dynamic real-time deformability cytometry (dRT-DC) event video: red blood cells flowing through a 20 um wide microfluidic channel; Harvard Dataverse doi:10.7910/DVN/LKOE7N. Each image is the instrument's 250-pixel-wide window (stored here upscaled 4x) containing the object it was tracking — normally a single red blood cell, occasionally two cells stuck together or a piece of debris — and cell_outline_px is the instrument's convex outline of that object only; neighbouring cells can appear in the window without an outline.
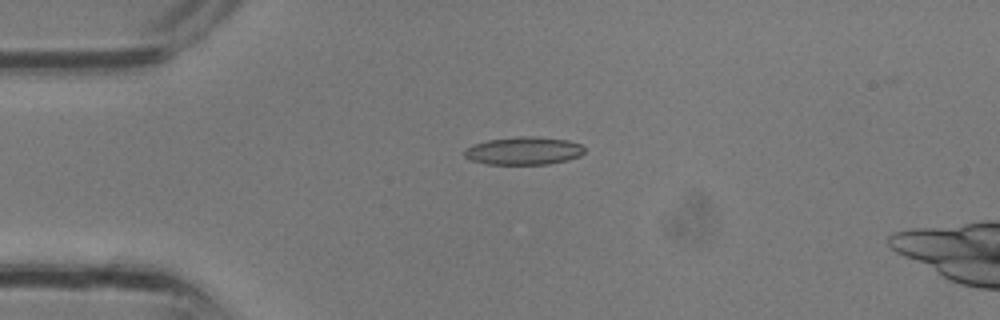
{"species": "common noctule bat (a hibernating species)", "species_latin": "Nyctalus noctula", "temperature_condition": "room temperature", "stored_images_in_passage": 9, "camera_frame_rate_fps": 3000, "um_per_image_px": 0.085, "animal": {"sex": "male", "body_mass_g": 13.3}, "frame": {"image": 1, "passage_image": 1, "time_ms": 0.0, "image_size_px": [1000, 320], "cell_outline_px": [[584, 152], [580, 156], [568, 160], [548, 164], [488, 164], [472, 160], [464, 156], [464, 148], [472, 144], [488, 140], [520, 136], [536, 136], [568, 140], [580, 144], [584, 148]], "centroid_in_image_um": [44.51, 12.81], "position_along_channel_um": 40.5, "area_um2": 19.59}}
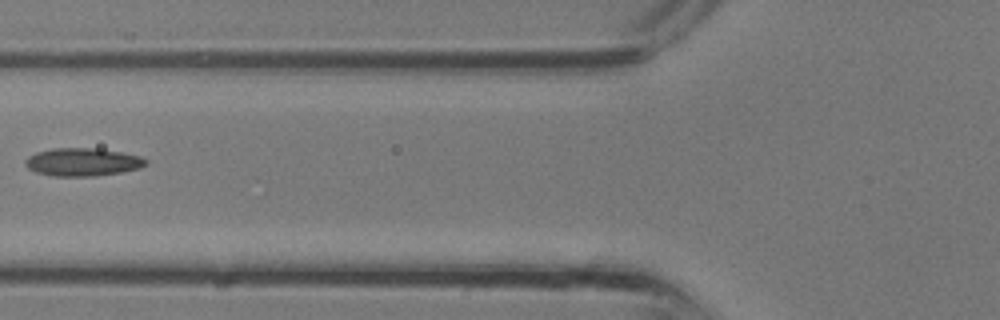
{"frame": {"image": 2, "passage_image": 6, "time_ms": 1.667, "image_size_px": [1000, 320], "cell_outline_px": [[148, 164], [140, 168], [120, 172], [96, 176], [56, 176], [36, 172], [28, 168], [24, 164], [24, 160], [28, 156], [36, 152], [52, 148], [96, 148], [120, 152], [140, 156], [148, 160]], "centroid_in_image_um": [7.02, 13.77], "position_along_channel_um": 118.8, "area_um2": 19.71}}
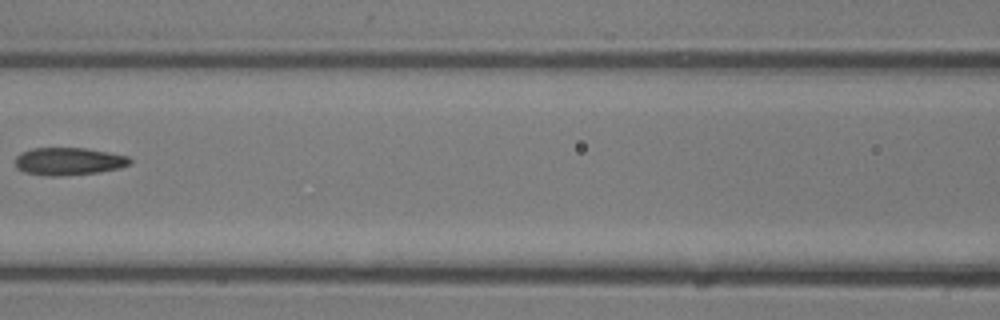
{"frame": {"image": 3, "passage_image": 8, "time_ms": 2.333, "image_size_px": [1000, 320], "cell_outline_px": [[132, 164], [120, 168], [100, 172], [60, 176], [48, 176], [24, 172], [16, 168], [16, 156], [20, 152], [32, 148], [84, 148], [108, 152], [128, 156], [132, 160]], "centroid_in_image_um": [5.85, 13.71], "position_along_channel_um": 160.8, "area_um2": 18.61}}